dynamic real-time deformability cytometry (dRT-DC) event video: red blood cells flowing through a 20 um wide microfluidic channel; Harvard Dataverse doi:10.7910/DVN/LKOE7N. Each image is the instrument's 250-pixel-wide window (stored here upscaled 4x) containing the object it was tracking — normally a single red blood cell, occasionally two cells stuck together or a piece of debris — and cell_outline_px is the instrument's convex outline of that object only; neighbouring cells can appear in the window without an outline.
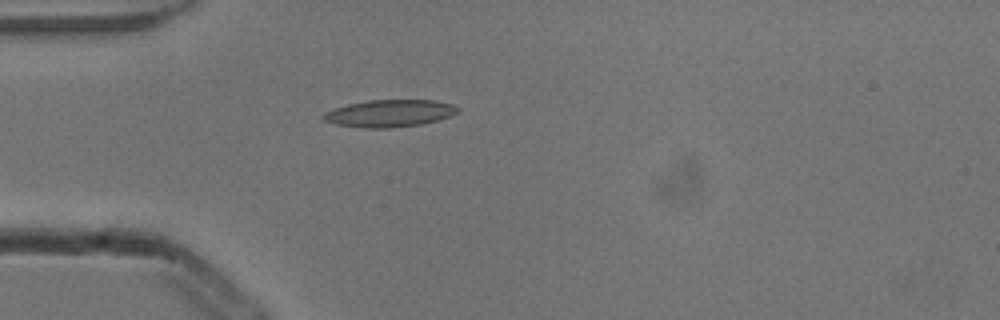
{"species": "common noctule bat (a hibernating species)", "species_latin": "Nyctalus noctula", "temperature_condition": "cold", "stored_images_in_passage": 1, "camera_frame_rate_fps": 3000, "um_per_image_px": 0.085, "animal": {"sex": "male", "body_mass_g": 13.3}, "frame": {"image": 1, "passage_image": 1, "time_ms": 0.0, "image_size_px": [1000, 320], "cell_outline_px": [[460, 112], [436, 120], [420, 124], [388, 128], [364, 128], [336, 124], [324, 120], [320, 116], [324, 112], [348, 104], [368, 100], [432, 100], [452, 104], [460, 108]], "centroid_in_image_um": [33.1, 9.63], "position_along_channel_um": 51.9, "area_um2": 21.15}}